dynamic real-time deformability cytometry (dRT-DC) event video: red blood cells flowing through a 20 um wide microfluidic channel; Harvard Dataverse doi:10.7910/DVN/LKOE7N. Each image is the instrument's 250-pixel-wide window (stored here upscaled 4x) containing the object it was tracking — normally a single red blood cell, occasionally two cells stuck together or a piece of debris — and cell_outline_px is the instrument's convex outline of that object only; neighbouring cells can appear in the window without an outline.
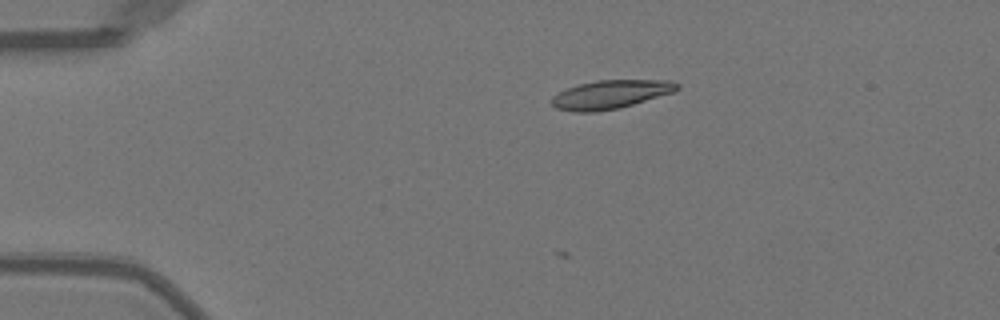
{"species": "Egyptian fruit bat (a non-hibernating species)", "species_latin": "Rousettus aegyptiacus", "temperature_condition": "warm", "stored_images_in_passage": 4, "camera_frame_rate_fps": 3000, "um_per_image_px": 0.085, "animal": {"sex": "female"}, "frame": {"image": 1, "passage_image": 1, "time_ms": 0.0, "image_size_px": [1000, 320], "cell_outline_px": [[680, 88], [672, 92], [632, 104], [616, 108], [596, 112], [576, 112], [556, 108], [552, 104], [552, 96], [568, 88], [580, 84], [596, 80], [668, 80], [680, 84]], "centroid_in_image_um": [51.89, 8.02], "position_along_channel_um": 33.1, "area_um2": 20.52}}